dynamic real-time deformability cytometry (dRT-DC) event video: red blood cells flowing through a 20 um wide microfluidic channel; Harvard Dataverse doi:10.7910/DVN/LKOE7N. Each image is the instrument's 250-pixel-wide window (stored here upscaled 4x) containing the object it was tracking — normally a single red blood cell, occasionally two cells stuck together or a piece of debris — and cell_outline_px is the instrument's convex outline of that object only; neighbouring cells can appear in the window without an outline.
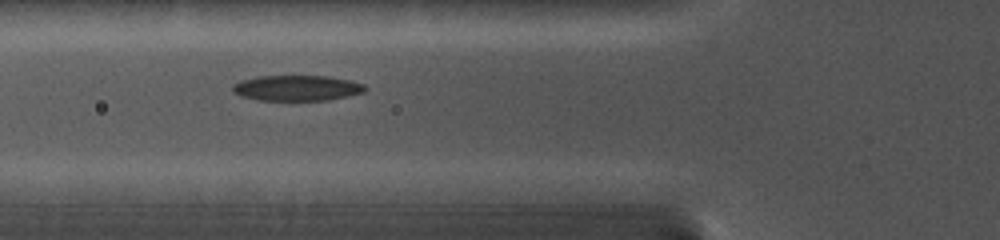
{"species": "common noctule bat (a hibernating species)", "species_latin": "Nyctalus noctula", "temperature_condition": "cold", "stored_images_in_passage": 10, "camera_frame_rate_fps": 5000, "um_per_image_px": 0.085, "animal": {"sex": "female", "body_mass_g": 19.0, "forearm_length_mm": 56.7}, "frame": {"image": 1, "passage_image": 4, "time_ms": 2.0, "image_size_px": [1000, 240], "cell_outline_px": [[368, 88], [364, 92], [348, 96], [328, 100], [256, 100], [240, 96], [232, 92], [232, 84], [240, 80], [260, 76], [328, 76], [348, 80], [364, 84]], "centroid_in_image_um": [25.21, 7.48], "position_along_channel_um": 100.6, "area_um2": 19.83}}
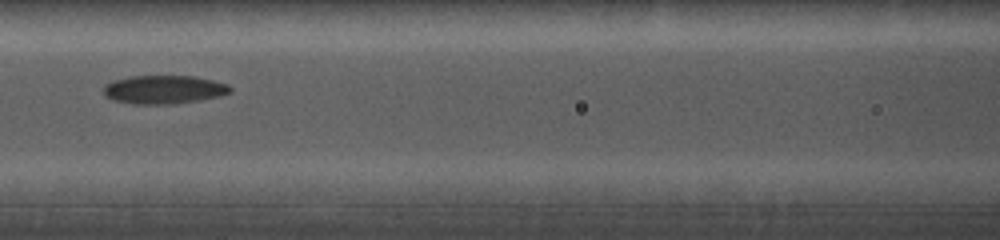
{"frame": {"image": 2, "passage_image": 6, "time_ms": 3.4, "image_size_px": [1000, 240], "cell_outline_px": [[232, 92], [220, 96], [200, 100], [176, 104], [132, 104], [112, 100], [104, 96], [104, 84], [112, 80], [132, 76], [192, 76], [212, 80], [228, 84], [232, 88]], "centroid_in_image_um": [13.92, 7.62], "position_along_channel_um": 152.7, "area_um2": 21.27}}
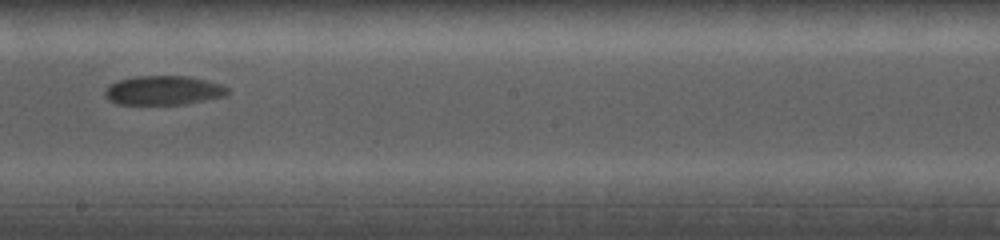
{"frame": {"image": 3, "passage_image": 9, "time_ms": 5.6, "image_size_px": [1000, 240], "cell_outline_px": [[232, 92], [224, 96], [184, 104], [116, 104], [108, 100], [104, 96], [104, 88], [108, 84], [120, 80], [136, 76], [188, 76], [220, 84], [228, 88]], "centroid_in_image_um": [13.85, 7.68], "position_along_channel_um": 234.4, "area_um2": 20.92}}